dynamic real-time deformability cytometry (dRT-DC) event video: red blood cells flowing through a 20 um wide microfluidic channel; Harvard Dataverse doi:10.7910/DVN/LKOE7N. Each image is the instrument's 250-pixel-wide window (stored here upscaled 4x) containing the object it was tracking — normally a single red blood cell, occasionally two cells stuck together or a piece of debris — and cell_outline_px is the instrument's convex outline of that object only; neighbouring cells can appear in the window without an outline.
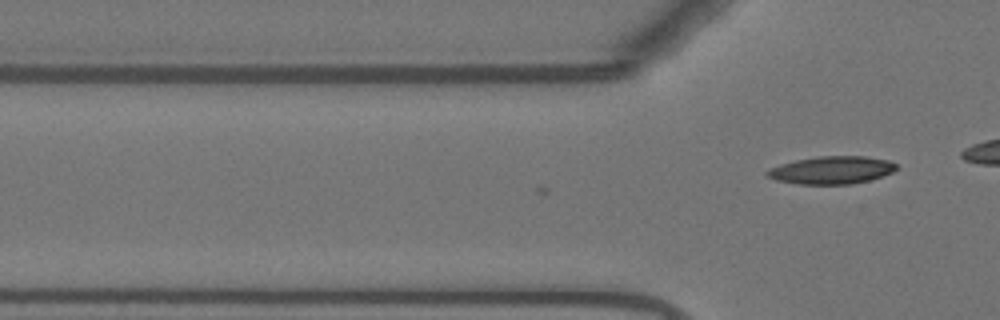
{"species": "Egyptian fruit bat (a non-hibernating species)", "species_latin": "Rousettus aegyptiacus", "temperature_condition": "warm", "stored_images_in_passage": 8, "camera_frame_rate_fps": 3000, "um_per_image_px": 0.085, "animal": {"sex": "female"}, "frame": {"image": 1, "passage_image": 8, "time_ms": 2.333, "image_size_px": [1000, 320], "cell_outline_px": [[896, 168], [892, 172], [868, 180], [852, 184], [800, 184], [776, 180], [768, 176], [764, 172], [780, 164], [796, 160], [820, 156], [864, 156], [888, 160], [896, 164]], "centroid_in_image_um": [70.68, 14.45], "position_along_channel_um": 55.1, "area_um2": 20.58}}